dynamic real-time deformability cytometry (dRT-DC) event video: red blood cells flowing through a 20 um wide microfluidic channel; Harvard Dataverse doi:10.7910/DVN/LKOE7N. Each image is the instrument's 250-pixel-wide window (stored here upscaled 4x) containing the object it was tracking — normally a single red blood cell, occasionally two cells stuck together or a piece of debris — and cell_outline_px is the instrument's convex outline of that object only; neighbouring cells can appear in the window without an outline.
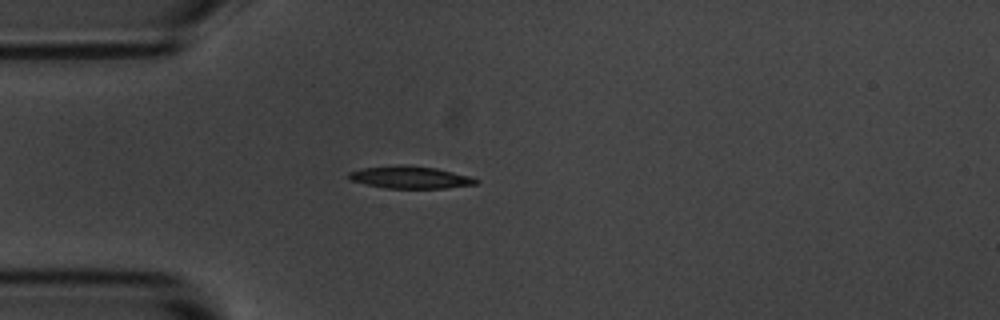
{"species": "common noctule bat (a hibernating species)", "species_latin": "Nyctalus noctula", "temperature_condition": "room temperature", "stored_images_in_passage": 4, "camera_frame_rate_fps": 3000, "um_per_image_px": 0.085, "animal": {"sex": "male", "body_mass_g": 20.1, "forearm_length_mm": 53.5}, "frame": {"image": 1, "passage_image": 2, "time_ms": 1.333, "image_size_px": [1000, 320], "cell_outline_px": [[480, 180], [476, 184], [444, 188], [384, 188], [352, 180], [348, 176], [348, 172], [364, 168], [400, 164], [404, 164], [436, 168], [468, 176]], "centroid_in_image_um": [34.87, 15.06], "position_along_channel_um": 50.1, "area_um2": 16.3}}